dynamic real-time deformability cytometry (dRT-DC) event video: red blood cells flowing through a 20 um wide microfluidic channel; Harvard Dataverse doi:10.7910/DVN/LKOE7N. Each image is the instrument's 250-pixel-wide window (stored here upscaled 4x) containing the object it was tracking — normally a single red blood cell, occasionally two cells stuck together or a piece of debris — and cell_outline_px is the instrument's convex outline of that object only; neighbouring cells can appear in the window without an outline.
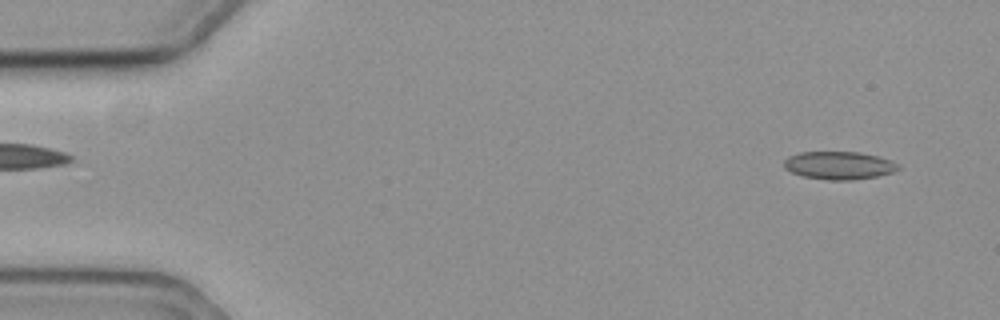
{"species": "common noctule bat (a hibernating species)", "species_latin": "Nyctalus noctula", "temperature_condition": "cold", "stored_images_in_passage": 49, "camera_frame_rate_fps": 3000, "um_per_image_px": 0.085, "animal": {"sex": "female", "body_mass_g": 19.3, "forearm_length_mm": 54.1}, "frame": {"image": 1, "passage_image": 4, "time_ms": 1.0, "image_size_px": [1000, 320], "cell_outline_px": [[900, 168], [892, 172], [876, 176], [852, 180], [828, 180], [804, 176], [792, 172], [784, 168], [784, 160], [788, 156], [800, 152], [860, 152], [892, 160], [900, 164]], "centroid_in_image_um": [71.32, 14.05], "position_along_channel_um": 13.7, "area_um2": 18.55}}
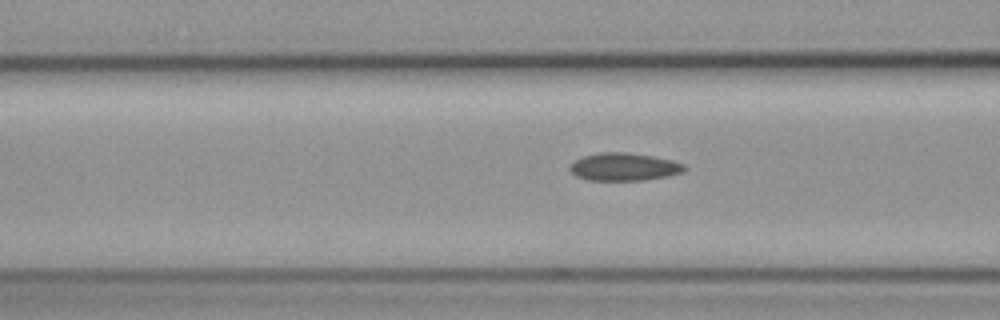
{"frame": {"image": 2, "passage_image": 23, "time_ms": 7.333, "image_size_px": [1000, 320], "cell_outline_px": [[688, 168], [684, 172], [668, 176], [644, 180], [588, 180], [576, 176], [568, 168], [576, 160], [584, 156], [600, 152], [624, 152], [652, 156], [672, 160], [684, 164]], "centroid_in_image_um": [53.08, 14.18], "position_along_channel_um": 113.5, "area_um2": 18.5}}
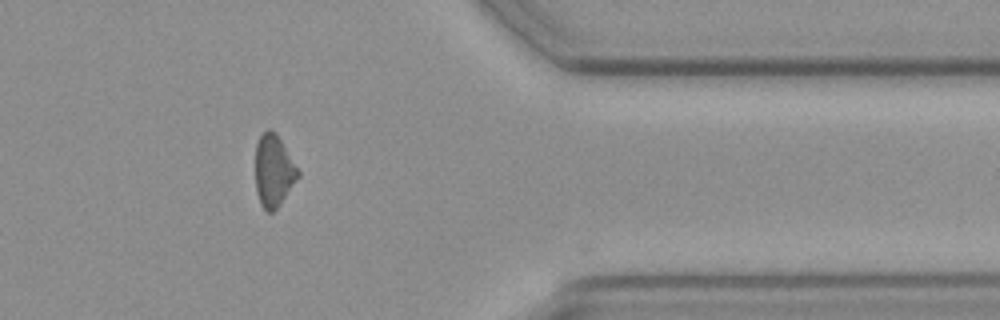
{"frame": {"image": 3, "passage_image": 48, "time_ms": 15.667, "image_size_px": [1000, 320], "cell_outline_px": [[300, 176], [280, 204], [272, 212], [268, 212], [260, 204], [256, 192], [256, 144], [260, 136], [268, 128], [276, 132], [300, 172]], "centroid_in_image_um": [23.26, 14.51], "position_along_channel_um": 388.1, "area_um2": 17.8}}